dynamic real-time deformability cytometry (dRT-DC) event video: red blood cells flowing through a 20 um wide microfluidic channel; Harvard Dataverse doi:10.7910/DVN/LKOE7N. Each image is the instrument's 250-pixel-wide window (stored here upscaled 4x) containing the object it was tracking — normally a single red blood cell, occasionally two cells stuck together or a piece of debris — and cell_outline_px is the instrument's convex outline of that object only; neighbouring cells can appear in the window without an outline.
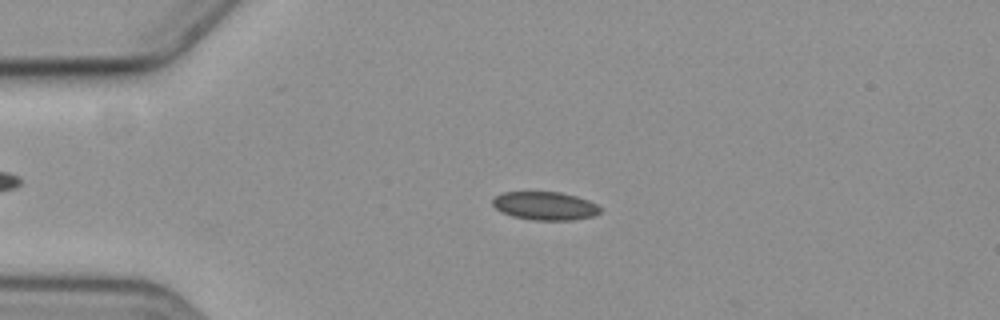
{"species": "common noctule bat (a hibernating species)", "species_latin": "Nyctalus noctula", "temperature_condition": "cold", "stored_images_in_passage": 2, "camera_frame_rate_fps": 3000, "um_per_image_px": 0.085, "animal": {"sex": "female", "body_mass_g": 19.3, "forearm_length_mm": 54.1}, "frame": {"image": 1, "passage_image": 1, "time_ms": 0.0, "image_size_px": [1000, 320], "cell_outline_px": [[600, 212], [596, 216], [572, 220], [532, 220], [512, 216], [500, 212], [492, 204], [492, 200], [496, 196], [504, 192], [560, 192], [576, 196], [588, 200], [596, 204], [600, 208]], "centroid_in_image_um": [46.33, 17.5], "position_along_channel_um": 38.7, "area_um2": 17.8}}